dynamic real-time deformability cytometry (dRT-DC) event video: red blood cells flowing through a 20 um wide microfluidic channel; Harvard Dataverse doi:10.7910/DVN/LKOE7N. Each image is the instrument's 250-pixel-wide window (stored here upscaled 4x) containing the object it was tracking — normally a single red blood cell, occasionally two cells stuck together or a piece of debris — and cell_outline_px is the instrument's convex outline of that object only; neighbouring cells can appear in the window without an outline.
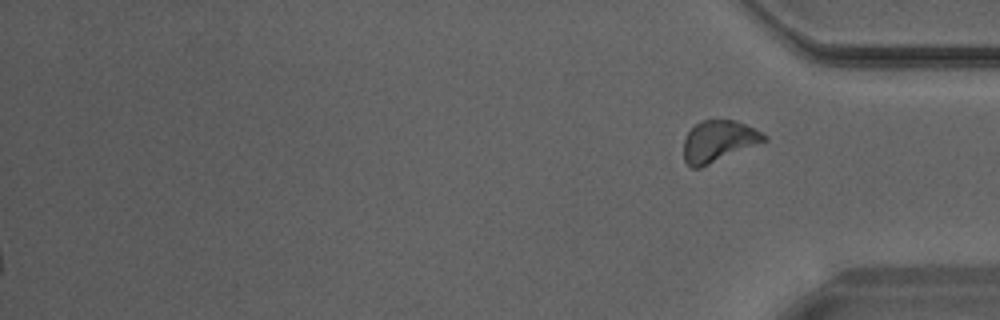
{"species": "Egyptian fruit bat (a non-hibernating species)", "species_latin": "Rousettus aegyptiacus", "temperature_condition": "warm", "stored_images_in_passage": 29, "camera_frame_rate_fps": 3000, "um_per_image_px": 0.085, "animal": {"sex": "male"}, "frame": {"image": 1, "passage_image": 29, "time_ms": 9.333, "image_size_px": [1000, 320], "cell_outline_px": [[768, 140], [700, 168], [692, 168], [684, 160], [684, 140], [688, 132], [700, 120], [736, 120], [768, 136]], "centroid_in_image_um": [61.07, 12.0], "position_along_channel_um": 374.1, "area_um2": 19.19}}